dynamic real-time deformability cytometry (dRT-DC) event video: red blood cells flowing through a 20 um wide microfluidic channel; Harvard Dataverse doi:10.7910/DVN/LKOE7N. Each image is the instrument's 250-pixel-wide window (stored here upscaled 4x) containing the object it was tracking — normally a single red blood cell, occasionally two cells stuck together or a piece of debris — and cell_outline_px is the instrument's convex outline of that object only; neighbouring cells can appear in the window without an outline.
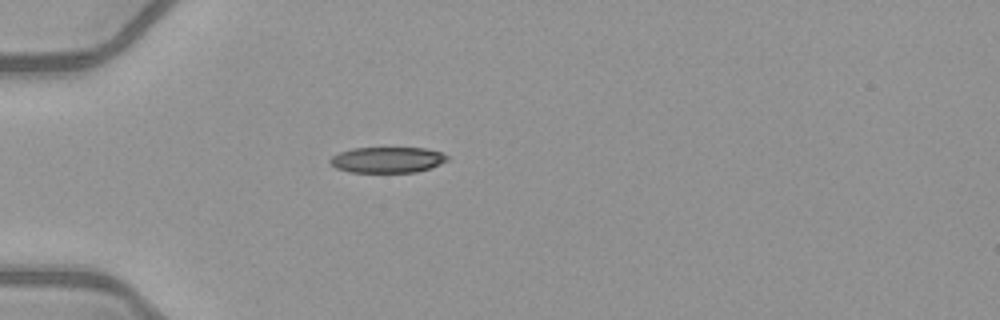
{"species": "common noctule bat (a hibernating species)", "species_latin": "Nyctalus noctula", "temperature_condition": "warm", "stored_images_in_passage": 37, "camera_frame_rate_fps": 3000, "um_per_image_px": 0.085, "animal": {"sex": "female", "body_mass_g": 21.9}, "frame": {"image": 1, "passage_image": 1, "time_ms": 0.0, "image_size_px": [1000, 320], "cell_outline_px": [[448, 160], [440, 164], [416, 172], [348, 172], [336, 168], [328, 160], [332, 156], [340, 152], [352, 148], [424, 148], [444, 152], [448, 156]], "centroid_in_image_um": [32.93, 13.58], "position_along_channel_um": 52.1, "area_um2": 17.63}}
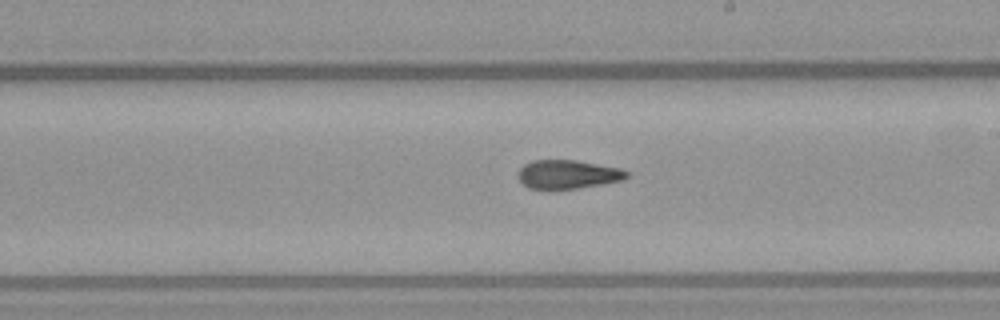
{"frame": {"image": 2, "passage_image": 16, "time_ms": 5.0, "image_size_px": [1000, 320], "cell_outline_px": [[628, 176], [624, 180], [576, 188], [528, 188], [516, 176], [520, 168], [524, 164], [532, 160], [576, 160], [620, 168], [628, 172]], "centroid_in_image_um": [48.25, 14.8], "position_along_channel_um": 240.8, "area_um2": 17.98}}
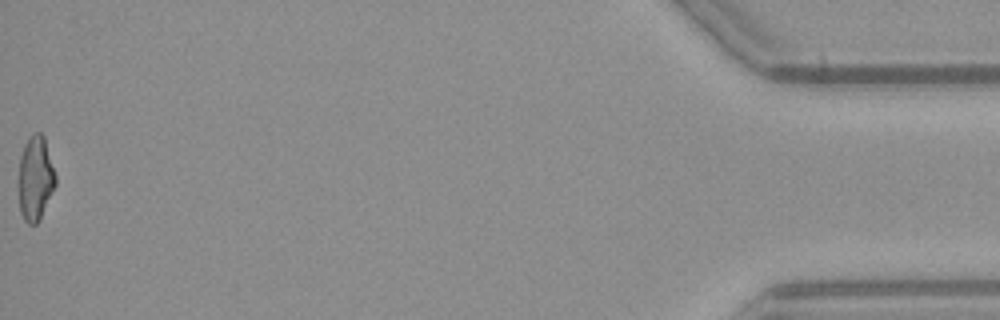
{"frame": {"image": 3, "passage_image": 37, "time_ms": 12.0, "image_size_px": [1000, 320], "cell_outline_px": [[56, 184], [40, 220], [36, 224], [28, 224], [24, 220], [20, 212], [16, 188], [20, 156], [24, 144], [36, 132], [40, 132], [44, 136], [56, 176]], "centroid_in_image_um": [2.97, 15.21], "position_along_channel_um": 432.2, "area_um2": 18.67}, "authors_computed_cell_mechanics": {"area_um2": 18.785, "velocity_mm_per_s": 4.0926, "shape_relaxation_time_tau1_ms": 10.5964, "shape_relaxation_time_tau2_ms": 2.7362, "deformation_change_tau1": 0.2841, "deformation_change_tau2": 0.1017}}